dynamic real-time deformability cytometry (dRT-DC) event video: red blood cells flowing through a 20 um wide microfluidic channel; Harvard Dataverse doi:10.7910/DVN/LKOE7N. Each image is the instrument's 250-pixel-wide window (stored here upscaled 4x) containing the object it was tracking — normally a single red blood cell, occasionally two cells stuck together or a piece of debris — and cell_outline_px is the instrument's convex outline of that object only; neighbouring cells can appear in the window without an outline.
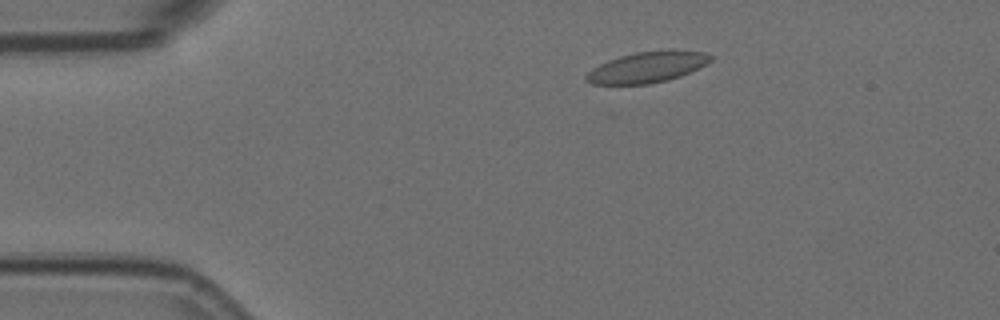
{"species": "Egyptian fruit bat (a non-hibernating species)", "species_latin": "Rousettus aegyptiacus", "temperature_condition": "room temperature", "stored_images_in_passage": 54, "camera_frame_rate_fps": 3000, "um_per_image_px": 0.085, "animal": {"sex": "female"}, "frame": {"image": 1, "passage_image": 8, "time_ms": 2.333, "image_size_px": [1000, 320], "cell_outline_px": [[712, 60], [708, 64], [700, 68], [680, 76], [668, 80], [648, 84], [592, 84], [584, 80], [584, 76], [592, 68], [608, 60], [620, 56], [636, 52], [668, 48], [676, 48], [704, 52], [712, 56]], "centroid_in_image_um": [55.06, 5.68], "position_along_channel_um": 29.9, "area_um2": 22.95}}
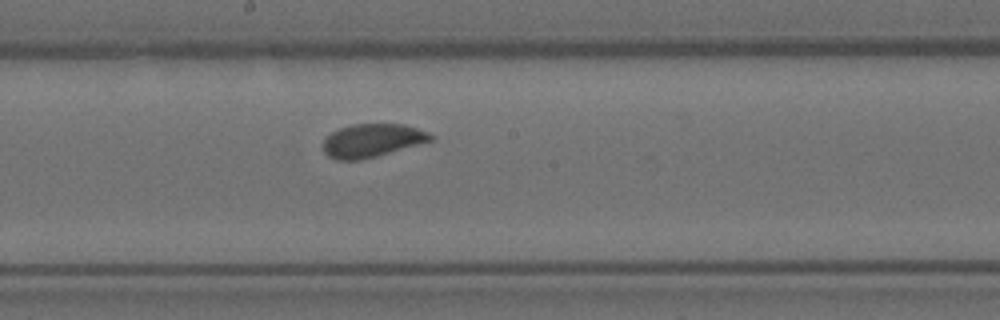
{"frame": {"image": 2, "passage_image": 28, "time_ms": 9.0, "image_size_px": [1000, 320], "cell_outline_px": [[432, 140], [376, 156], [360, 160], [336, 160], [328, 156], [324, 152], [324, 140], [332, 132], [340, 128], [352, 124], [404, 124], [428, 132], [432, 136]], "centroid_in_image_um": [31.6, 11.94], "position_along_channel_um": 216.6, "area_um2": 20.52}}
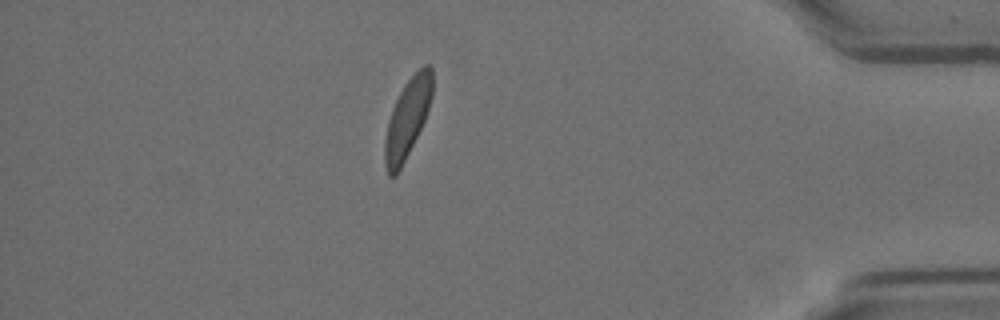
{"frame": {"image": 3, "passage_image": 47, "time_ms": 15.333, "image_size_px": [1000, 320], "cell_outline_px": [[432, 96], [424, 120], [396, 176], [388, 176], [384, 164], [384, 140], [388, 120], [392, 108], [404, 84], [424, 64], [428, 64], [432, 68]], "centroid_in_image_um": [34.6, 10.06], "position_along_channel_um": 400.6, "area_um2": 21.44}, "authors_computed_cell_mechanics": {"area_um2": 21.8195, "velocity_mm_per_s": 3.5767, "shape_relaxation_time_tau1_ms": 9.7666, "shape_relaxation_time_tau2_ms": null, "deformation_change_tau1": 0.1828, "deformation_change_tau2": null}}